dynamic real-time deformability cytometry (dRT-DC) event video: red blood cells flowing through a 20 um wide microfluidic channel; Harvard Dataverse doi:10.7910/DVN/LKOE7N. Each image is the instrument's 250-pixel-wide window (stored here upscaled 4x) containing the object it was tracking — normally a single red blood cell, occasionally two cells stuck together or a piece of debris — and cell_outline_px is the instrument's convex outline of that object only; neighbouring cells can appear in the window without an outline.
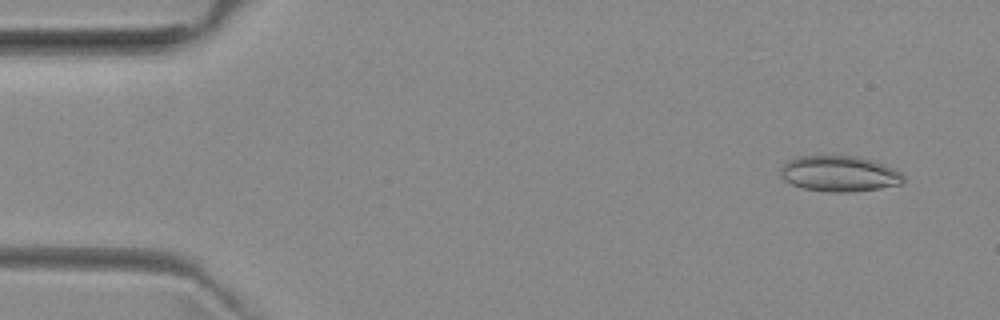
{"species": "common noctule bat (a hibernating species)", "species_latin": "Nyctalus noctula", "temperature_condition": "room temperature", "stored_images_in_passage": 13, "camera_frame_rate_fps": 3000, "um_per_image_px": 0.085, "animal": {"sex": "female", "body_mass_g": 29.2, "forearm_length_mm": 56.3}, "frame": {"image": 1, "passage_image": 4, "time_ms": 1.0, "image_size_px": [1000, 320], "cell_outline_px": [[904, 184], [880, 188], [852, 192], [828, 192], [804, 188], [792, 184], [784, 180], [780, 176], [780, 168], [788, 160], [796, 156], [860, 156], [884, 164], [900, 172], [904, 176]], "centroid_in_image_um": [71.35, 14.76], "position_along_channel_um": 13.7, "area_um2": 25.78}}